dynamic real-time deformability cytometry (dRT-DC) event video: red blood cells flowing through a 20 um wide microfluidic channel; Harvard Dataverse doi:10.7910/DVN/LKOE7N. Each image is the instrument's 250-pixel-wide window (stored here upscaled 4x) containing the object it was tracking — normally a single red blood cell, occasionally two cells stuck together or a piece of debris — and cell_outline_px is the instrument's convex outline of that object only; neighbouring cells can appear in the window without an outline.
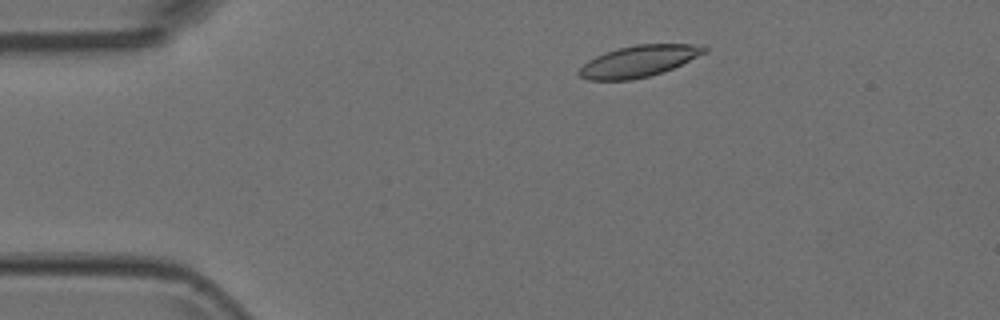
{"species": "Egyptian fruit bat (a non-hibernating species)", "species_latin": "Rousettus aegyptiacus", "temperature_condition": "room temperature", "stored_images_in_passage": 3, "camera_frame_rate_fps": 3000, "um_per_image_px": 0.085, "animal": {"sex": "female"}, "frame": {"image": 1, "passage_image": 1, "time_ms": 0.0, "image_size_px": [1000, 320], "cell_outline_px": [[708, 52], [664, 72], [632, 80], [588, 80], [580, 76], [576, 72], [588, 60], [596, 56], [620, 48], [636, 44], [692, 44], [708, 48]], "centroid_in_image_um": [54.3, 5.21], "position_along_channel_um": 30.7, "area_um2": 22.83}}
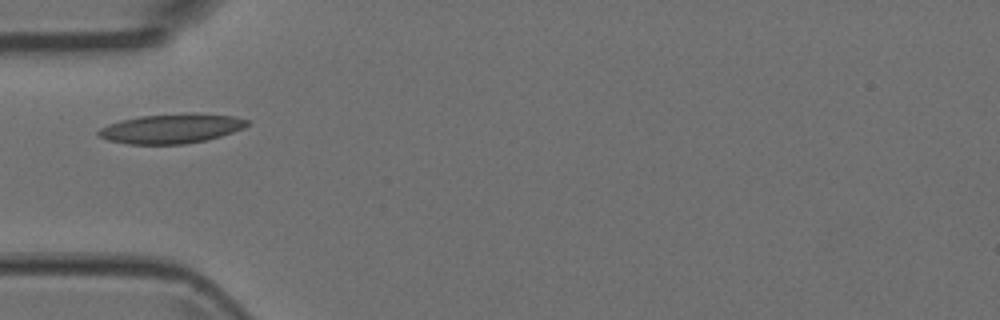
{"frame": {"image": 2, "passage_image": 3, "time_ms": 0.667, "image_size_px": [1000, 320], "cell_outline_px": [[248, 124], [244, 128], [220, 136], [204, 140], [184, 144], [128, 144], [108, 140], [96, 136], [96, 132], [100, 128], [108, 124], [120, 120], [140, 116], [188, 112], [196, 112], [236, 116], [248, 120]], "centroid_in_image_um": [14.55, 10.91], "position_along_channel_um": 70.5, "area_um2": 25.89}}